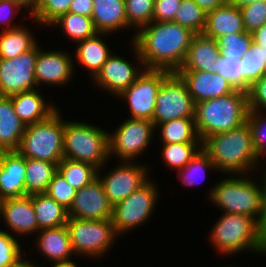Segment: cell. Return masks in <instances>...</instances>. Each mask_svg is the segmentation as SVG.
<instances>
[{
	"label": "cell",
	"mask_w": 266,
	"mask_h": 267,
	"mask_svg": "<svg viewBox=\"0 0 266 267\" xmlns=\"http://www.w3.org/2000/svg\"><path fill=\"white\" fill-rule=\"evenodd\" d=\"M195 35L173 21H152L139 28L132 44L144 69L177 72Z\"/></svg>",
	"instance_id": "cell-1"
},
{
	"label": "cell",
	"mask_w": 266,
	"mask_h": 267,
	"mask_svg": "<svg viewBox=\"0 0 266 267\" xmlns=\"http://www.w3.org/2000/svg\"><path fill=\"white\" fill-rule=\"evenodd\" d=\"M202 149L215 164L216 170L226 173L244 174L260 163L247 122L230 131L205 138Z\"/></svg>",
	"instance_id": "cell-2"
},
{
	"label": "cell",
	"mask_w": 266,
	"mask_h": 267,
	"mask_svg": "<svg viewBox=\"0 0 266 267\" xmlns=\"http://www.w3.org/2000/svg\"><path fill=\"white\" fill-rule=\"evenodd\" d=\"M249 112L248 93L236 89L233 93L200 101L195 104L194 121L201 141L205 138L227 132L247 122Z\"/></svg>",
	"instance_id": "cell-3"
},
{
	"label": "cell",
	"mask_w": 266,
	"mask_h": 267,
	"mask_svg": "<svg viewBox=\"0 0 266 267\" xmlns=\"http://www.w3.org/2000/svg\"><path fill=\"white\" fill-rule=\"evenodd\" d=\"M242 175L224 178L210 190L209 197L224 213L251 216L261 223L265 212V182L257 186Z\"/></svg>",
	"instance_id": "cell-4"
},
{
	"label": "cell",
	"mask_w": 266,
	"mask_h": 267,
	"mask_svg": "<svg viewBox=\"0 0 266 267\" xmlns=\"http://www.w3.org/2000/svg\"><path fill=\"white\" fill-rule=\"evenodd\" d=\"M64 158L93 164L98 169L110 157L109 133L82 122H65L63 133Z\"/></svg>",
	"instance_id": "cell-5"
},
{
	"label": "cell",
	"mask_w": 266,
	"mask_h": 267,
	"mask_svg": "<svg viewBox=\"0 0 266 267\" xmlns=\"http://www.w3.org/2000/svg\"><path fill=\"white\" fill-rule=\"evenodd\" d=\"M56 110L46 120L27 125L16 150L24 158L46 160L59 164L64 158L63 133L65 121Z\"/></svg>",
	"instance_id": "cell-6"
},
{
	"label": "cell",
	"mask_w": 266,
	"mask_h": 267,
	"mask_svg": "<svg viewBox=\"0 0 266 267\" xmlns=\"http://www.w3.org/2000/svg\"><path fill=\"white\" fill-rule=\"evenodd\" d=\"M211 242L226 255L245 249L265 253L260 236V223L251 216L224 213L215 224Z\"/></svg>",
	"instance_id": "cell-7"
},
{
	"label": "cell",
	"mask_w": 266,
	"mask_h": 267,
	"mask_svg": "<svg viewBox=\"0 0 266 267\" xmlns=\"http://www.w3.org/2000/svg\"><path fill=\"white\" fill-rule=\"evenodd\" d=\"M66 226L73 252L79 256L100 257L106 254L115 236L117 237L112 219L91 220L69 217Z\"/></svg>",
	"instance_id": "cell-8"
},
{
	"label": "cell",
	"mask_w": 266,
	"mask_h": 267,
	"mask_svg": "<svg viewBox=\"0 0 266 267\" xmlns=\"http://www.w3.org/2000/svg\"><path fill=\"white\" fill-rule=\"evenodd\" d=\"M194 112L195 102L186 83L176 72H172L157 92L153 124L156 127L170 120L194 118Z\"/></svg>",
	"instance_id": "cell-9"
},
{
	"label": "cell",
	"mask_w": 266,
	"mask_h": 267,
	"mask_svg": "<svg viewBox=\"0 0 266 267\" xmlns=\"http://www.w3.org/2000/svg\"><path fill=\"white\" fill-rule=\"evenodd\" d=\"M157 190L156 185L148 180L125 200L113 206L112 223L118 235L148 220L157 201Z\"/></svg>",
	"instance_id": "cell-10"
},
{
	"label": "cell",
	"mask_w": 266,
	"mask_h": 267,
	"mask_svg": "<svg viewBox=\"0 0 266 267\" xmlns=\"http://www.w3.org/2000/svg\"><path fill=\"white\" fill-rule=\"evenodd\" d=\"M142 74L118 97L128 101L130 118L153 119L156 95L162 82L172 73L168 70L141 69Z\"/></svg>",
	"instance_id": "cell-11"
},
{
	"label": "cell",
	"mask_w": 266,
	"mask_h": 267,
	"mask_svg": "<svg viewBox=\"0 0 266 267\" xmlns=\"http://www.w3.org/2000/svg\"><path fill=\"white\" fill-rule=\"evenodd\" d=\"M154 128L155 125L148 119L125 120L115 133L109 134V155L115 154L122 161L133 160L150 144Z\"/></svg>",
	"instance_id": "cell-12"
},
{
	"label": "cell",
	"mask_w": 266,
	"mask_h": 267,
	"mask_svg": "<svg viewBox=\"0 0 266 267\" xmlns=\"http://www.w3.org/2000/svg\"><path fill=\"white\" fill-rule=\"evenodd\" d=\"M38 45L12 59H0V96L35 90Z\"/></svg>",
	"instance_id": "cell-13"
},
{
	"label": "cell",
	"mask_w": 266,
	"mask_h": 267,
	"mask_svg": "<svg viewBox=\"0 0 266 267\" xmlns=\"http://www.w3.org/2000/svg\"><path fill=\"white\" fill-rule=\"evenodd\" d=\"M135 164L130 161H123L120 167L117 166L107 176L102 178L97 174L112 206L125 200L149 180L148 175H146L148 168L145 169V166Z\"/></svg>",
	"instance_id": "cell-14"
},
{
	"label": "cell",
	"mask_w": 266,
	"mask_h": 267,
	"mask_svg": "<svg viewBox=\"0 0 266 267\" xmlns=\"http://www.w3.org/2000/svg\"><path fill=\"white\" fill-rule=\"evenodd\" d=\"M113 206L109 203L102 182L97 177L76 191L68 216L78 219H112Z\"/></svg>",
	"instance_id": "cell-15"
},
{
	"label": "cell",
	"mask_w": 266,
	"mask_h": 267,
	"mask_svg": "<svg viewBox=\"0 0 266 267\" xmlns=\"http://www.w3.org/2000/svg\"><path fill=\"white\" fill-rule=\"evenodd\" d=\"M195 104L233 93L237 88L217 72L178 70Z\"/></svg>",
	"instance_id": "cell-16"
},
{
	"label": "cell",
	"mask_w": 266,
	"mask_h": 267,
	"mask_svg": "<svg viewBox=\"0 0 266 267\" xmlns=\"http://www.w3.org/2000/svg\"><path fill=\"white\" fill-rule=\"evenodd\" d=\"M142 74L137 66L130 64L127 60L111 54L103 64L101 70L93 78L100 87L119 96Z\"/></svg>",
	"instance_id": "cell-17"
},
{
	"label": "cell",
	"mask_w": 266,
	"mask_h": 267,
	"mask_svg": "<svg viewBox=\"0 0 266 267\" xmlns=\"http://www.w3.org/2000/svg\"><path fill=\"white\" fill-rule=\"evenodd\" d=\"M25 158L17 151L0 152V200L26 196Z\"/></svg>",
	"instance_id": "cell-18"
},
{
	"label": "cell",
	"mask_w": 266,
	"mask_h": 267,
	"mask_svg": "<svg viewBox=\"0 0 266 267\" xmlns=\"http://www.w3.org/2000/svg\"><path fill=\"white\" fill-rule=\"evenodd\" d=\"M70 55L61 51H42L38 47L35 65V79L39 86L42 82L52 85L65 84L73 75L74 64Z\"/></svg>",
	"instance_id": "cell-19"
},
{
	"label": "cell",
	"mask_w": 266,
	"mask_h": 267,
	"mask_svg": "<svg viewBox=\"0 0 266 267\" xmlns=\"http://www.w3.org/2000/svg\"><path fill=\"white\" fill-rule=\"evenodd\" d=\"M0 215L16 234L38 232V223L33 208L32 195L8 198L0 201Z\"/></svg>",
	"instance_id": "cell-20"
},
{
	"label": "cell",
	"mask_w": 266,
	"mask_h": 267,
	"mask_svg": "<svg viewBox=\"0 0 266 267\" xmlns=\"http://www.w3.org/2000/svg\"><path fill=\"white\" fill-rule=\"evenodd\" d=\"M221 51L217 40L196 34L188 48L186 58L179 70L215 72Z\"/></svg>",
	"instance_id": "cell-21"
},
{
	"label": "cell",
	"mask_w": 266,
	"mask_h": 267,
	"mask_svg": "<svg viewBox=\"0 0 266 267\" xmlns=\"http://www.w3.org/2000/svg\"><path fill=\"white\" fill-rule=\"evenodd\" d=\"M243 32L246 30L240 8L227 1L223 6L207 13L206 25L202 34L217 40L226 34Z\"/></svg>",
	"instance_id": "cell-22"
},
{
	"label": "cell",
	"mask_w": 266,
	"mask_h": 267,
	"mask_svg": "<svg viewBox=\"0 0 266 267\" xmlns=\"http://www.w3.org/2000/svg\"><path fill=\"white\" fill-rule=\"evenodd\" d=\"M99 33H113L117 29L129 28L125 0H93L91 15Z\"/></svg>",
	"instance_id": "cell-23"
},
{
	"label": "cell",
	"mask_w": 266,
	"mask_h": 267,
	"mask_svg": "<svg viewBox=\"0 0 266 267\" xmlns=\"http://www.w3.org/2000/svg\"><path fill=\"white\" fill-rule=\"evenodd\" d=\"M10 97L15 113L25 126L44 121L56 111L55 106L45 103L37 89Z\"/></svg>",
	"instance_id": "cell-24"
},
{
	"label": "cell",
	"mask_w": 266,
	"mask_h": 267,
	"mask_svg": "<svg viewBox=\"0 0 266 267\" xmlns=\"http://www.w3.org/2000/svg\"><path fill=\"white\" fill-rule=\"evenodd\" d=\"M25 128L14 111L11 97L0 96V152L16 151Z\"/></svg>",
	"instance_id": "cell-25"
},
{
	"label": "cell",
	"mask_w": 266,
	"mask_h": 267,
	"mask_svg": "<svg viewBox=\"0 0 266 267\" xmlns=\"http://www.w3.org/2000/svg\"><path fill=\"white\" fill-rule=\"evenodd\" d=\"M39 233L38 250L51 262L69 260V257L74 254L66 225L40 229Z\"/></svg>",
	"instance_id": "cell-26"
},
{
	"label": "cell",
	"mask_w": 266,
	"mask_h": 267,
	"mask_svg": "<svg viewBox=\"0 0 266 267\" xmlns=\"http://www.w3.org/2000/svg\"><path fill=\"white\" fill-rule=\"evenodd\" d=\"M33 208L38 223V230L56 228L68 222V209L57 203L46 193L32 195Z\"/></svg>",
	"instance_id": "cell-27"
},
{
	"label": "cell",
	"mask_w": 266,
	"mask_h": 267,
	"mask_svg": "<svg viewBox=\"0 0 266 267\" xmlns=\"http://www.w3.org/2000/svg\"><path fill=\"white\" fill-rule=\"evenodd\" d=\"M103 34L110 33H97L95 36L84 39L78 42L79 45L76 50V57L80 64L88 68L89 72L93 77L101 70L103 64L107 61L108 57L111 55L105 42L100 39Z\"/></svg>",
	"instance_id": "cell-28"
},
{
	"label": "cell",
	"mask_w": 266,
	"mask_h": 267,
	"mask_svg": "<svg viewBox=\"0 0 266 267\" xmlns=\"http://www.w3.org/2000/svg\"><path fill=\"white\" fill-rule=\"evenodd\" d=\"M25 163L26 196L46 193L49 183L58 171V164L34 158H25Z\"/></svg>",
	"instance_id": "cell-29"
},
{
	"label": "cell",
	"mask_w": 266,
	"mask_h": 267,
	"mask_svg": "<svg viewBox=\"0 0 266 267\" xmlns=\"http://www.w3.org/2000/svg\"><path fill=\"white\" fill-rule=\"evenodd\" d=\"M9 27L0 33V59H12L37 44L32 34L23 26H10L9 23Z\"/></svg>",
	"instance_id": "cell-30"
},
{
	"label": "cell",
	"mask_w": 266,
	"mask_h": 267,
	"mask_svg": "<svg viewBox=\"0 0 266 267\" xmlns=\"http://www.w3.org/2000/svg\"><path fill=\"white\" fill-rule=\"evenodd\" d=\"M156 127L161 129V142L163 144L169 143H200L196 128L194 118H180L175 120H170Z\"/></svg>",
	"instance_id": "cell-31"
},
{
	"label": "cell",
	"mask_w": 266,
	"mask_h": 267,
	"mask_svg": "<svg viewBox=\"0 0 266 267\" xmlns=\"http://www.w3.org/2000/svg\"><path fill=\"white\" fill-rule=\"evenodd\" d=\"M98 170L100 171L93 164L67 158H63L58 164V171L76 191L96 179Z\"/></svg>",
	"instance_id": "cell-32"
},
{
	"label": "cell",
	"mask_w": 266,
	"mask_h": 267,
	"mask_svg": "<svg viewBox=\"0 0 266 267\" xmlns=\"http://www.w3.org/2000/svg\"><path fill=\"white\" fill-rule=\"evenodd\" d=\"M266 49L252 42L249 51L241 58L242 90H248L265 74Z\"/></svg>",
	"instance_id": "cell-33"
},
{
	"label": "cell",
	"mask_w": 266,
	"mask_h": 267,
	"mask_svg": "<svg viewBox=\"0 0 266 267\" xmlns=\"http://www.w3.org/2000/svg\"><path fill=\"white\" fill-rule=\"evenodd\" d=\"M51 25L62 27L69 38L76 42L93 37L98 33L91 17L71 12L60 16Z\"/></svg>",
	"instance_id": "cell-34"
},
{
	"label": "cell",
	"mask_w": 266,
	"mask_h": 267,
	"mask_svg": "<svg viewBox=\"0 0 266 267\" xmlns=\"http://www.w3.org/2000/svg\"><path fill=\"white\" fill-rule=\"evenodd\" d=\"M206 17L207 13L194 0H181L173 22L192 30L195 34H202Z\"/></svg>",
	"instance_id": "cell-35"
},
{
	"label": "cell",
	"mask_w": 266,
	"mask_h": 267,
	"mask_svg": "<svg viewBox=\"0 0 266 267\" xmlns=\"http://www.w3.org/2000/svg\"><path fill=\"white\" fill-rule=\"evenodd\" d=\"M162 148V156L167 166L175 170H180L186 166L189 161L198 153V151L202 148V144L169 143L163 144Z\"/></svg>",
	"instance_id": "cell-36"
},
{
	"label": "cell",
	"mask_w": 266,
	"mask_h": 267,
	"mask_svg": "<svg viewBox=\"0 0 266 267\" xmlns=\"http://www.w3.org/2000/svg\"><path fill=\"white\" fill-rule=\"evenodd\" d=\"M252 42V35L249 32L226 34L217 39L221 54L230 58L245 56Z\"/></svg>",
	"instance_id": "cell-37"
},
{
	"label": "cell",
	"mask_w": 266,
	"mask_h": 267,
	"mask_svg": "<svg viewBox=\"0 0 266 267\" xmlns=\"http://www.w3.org/2000/svg\"><path fill=\"white\" fill-rule=\"evenodd\" d=\"M73 0H39L34 16L35 22L51 25L60 16L67 14Z\"/></svg>",
	"instance_id": "cell-38"
},
{
	"label": "cell",
	"mask_w": 266,
	"mask_h": 267,
	"mask_svg": "<svg viewBox=\"0 0 266 267\" xmlns=\"http://www.w3.org/2000/svg\"><path fill=\"white\" fill-rule=\"evenodd\" d=\"M155 0H125L127 22L140 27L150 24L153 18Z\"/></svg>",
	"instance_id": "cell-39"
},
{
	"label": "cell",
	"mask_w": 266,
	"mask_h": 267,
	"mask_svg": "<svg viewBox=\"0 0 266 267\" xmlns=\"http://www.w3.org/2000/svg\"><path fill=\"white\" fill-rule=\"evenodd\" d=\"M205 169H216L215 164L211 161L208 154L201 148L198 153L184 166L178 174L181 175L183 183L192 186L198 183V175L204 176ZM201 178V176H199Z\"/></svg>",
	"instance_id": "cell-40"
},
{
	"label": "cell",
	"mask_w": 266,
	"mask_h": 267,
	"mask_svg": "<svg viewBox=\"0 0 266 267\" xmlns=\"http://www.w3.org/2000/svg\"><path fill=\"white\" fill-rule=\"evenodd\" d=\"M46 194L53 198L57 203L69 209L73 203L76 190L69 185L62 174L57 171L49 183Z\"/></svg>",
	"instance_id": "cell-41"
},
{
	"label": "cell",
	"mask_w": 266,
	"mask_h": 267,
	"mask_svg": "<svg viewBox=\"0 0 266 267\" xmlns=\"http://www.w3.org/2000/svg\"><path fill=\"white\" fill-rule=\"evenodd\" d=\"M21 259L22 252L16 238L0 230V267H12Z\"/></svg>",
	"instance_id": "cell-42"
},
{
	"label": "cell",
	"mask_w": 266,
	"mask_h": 267,
	"mask_svg": "<svg viewBox=\"0 0 266 267\" xmlns=\"http://www.w3.org/2000/svg\"><path fill=\"white\" fill-rule=\"evenodd\" d=\"M264 119H263V117ZM265 120V121H264ZM247 123L252 131L253 146L260 157L266 154V119L259 111L249 110ZM264 155V156H263Z\"/></svg>",
	"instance_id": "cell-43"
},
{
	"label": "cell",
	"mask_w": 266,
	"mask_h": 267,
	"mask_svg": "<svg viewBox=\"0 0 266 267\" xmlns=\"http://www.w3.org/2000/svg\"><path fill=\"white\" fill-rule=\"evenodd\" d=\"M244 28L252 33L266 23V1H258L240 7Z\"/></svg>",
	"instance_id": "cell-44"
},
{
	"label": "cell",
	"mask_w": 266,
	"mask_h": 267,
	"mask_svg": "<svg viewBox=\"0 0 266 267\" xmlns=\"http://www.w3.org/2000/svg\"><path fill=\"white\" fill-rule=\"evenodd\" d=\"M215 72L221 74L230 81L237 89H242V66L241 57H221L217 62Z\"/></svg>",
	"instance_id": "cell-45"
},
{
	"label": "cell",
	"mask_w": 266,
	"mask_h": 267,
	"mask_svg": "<svg viewBox=\"0 0 266 267\" xmlns=\"http://www.w3.org/2000/svg\"><path fill=\"white\" fill-rule=\"evenodd\" d=\"M247 93L249 110L262 111L261 109H266V74L257 80L247 90Z\"/></svg>",
	"instance_id": "cell-46"
},
{
	"label": "cell",
	"mask_w": 266,
	"mask_h": 267,
	"mask_svg": "<svg viewBox=\"0 0 266 267\" xmlns=\"http://www.w3.org/2000/svg\"><path fill=\"white\" fill-rule=\"evenodd\" d=\"M180 4L181 0H155L152 21H174L176 11Z\"/></svg>",
	"instance_id": "cell-47"
},
{
	"label": "cell",
	"mask_w": 266,
	"mask_h": 267,
	"mask_svg": "<svg viewBox=\"0 0 266 267\" xmlns=\"http://www.w3.org/2000/svg\"><path fill=\"white\" fill-rule=\"evenodd\" d=\"M20 9H22V7L16 2H13L12 0H0V23L3 24L9 22L11 19H13L12 18L13 13L16 11L17 12L20 11ZM6 15L9 17H5Z\"/></svg>",
	"instance_id": "cell-48"
},
{
	"label": "cell",
	"mask_w": 266,
	"mask_h": 267,
	"mask_svg": "<svg viewBox=\"0 0 266 267\" xmlns=\"http://www.w3.org/2000/svg\"><path fill=\"white\" fill-rule=\"evenodd\" d=\"M69 12L91 17L93 12V0H73Z\"/></svg>",
	"instance_id": "cell-49"
},
{
	"label": "cell",
	"mask_w": 266,
	"mask_h": 267,
	"mask_svg": "<svg viewBox=\"0 0 266 267\" xmlns=\"http://www.w3.org/2000/svg\"><path fill=\"white\" fill-rule=\"evenodd\" d=\"M198 6L206 13L214 11L216 8L223 6L228 0H194Z\"/></svg>",
	"instance_id": "cell-50"
},
{
	"label": "cell",
	"mask_w": 266,
	"mask_h": 267,
	"mask_svg": "<svg viewBox=\"0 0 266 267\" xmlns=\"http://www.w3.org/2000/svg\"><path fill=\"white\" fill-rule=\"evenodd\" d=\"M253 42L266 49V23L251 33Z\"/></svg>",
	"instance_id": "cell-51"
},
{
	"label": "cell",
	"mask_w": 266,
	"mask_h": 267,
	"mask_svg": "<svg viewBox=\"0 0 266 267\" xmlns=\"http://www.w3.org/2000/svg\"><path fill=\"white\" fill-rule=\"evenodd\" d=\"M266 169V168H265ZM264 171V182H265V212L263 219L260 223V236H261V243L264 251L266 252V170Z\"/></svg>",
	"instance_id": "cell-52"
},
{
	"label": "cell",
	"mask_w": 266,
	"mask_h": 267,
	"mask_svg": "<svg viewBox=\"0 0 266 267\" xmlns=\"http://www.w3.org/2000/svg\"><path fill=\"white\" fill-rule=\"evenodd\" d=\"M19 4L22 8L31 9L29 14H33L38 6L39 0H12Z\"/></svg>",
	"instance_id": "cell-53"
},
{
	"label": "cell",
	"mask_w": 266,
	"mask_h": 267,
	"mask_svg": "<svg viewBox=\"0 0 266 267\" xmlns=\"http://www.w3.org/2000/svg\"><path fill=\"white\" fill-rule=\"evenodd\" d=\"M258 1H266V0H228L230 4L235 5L239 8L246 4H250V3H254Z\"/></svg>",
	"instance_id": "cell-54"
},
{
	"label": "cell",
	"mask_w": 266,
	"mask_h": 267,
	"mask_svg": "<svg viewBox=\"0 0 266 267\" xmlns=\"http://www.w3.org/2000/svg\"><path fill=\"white\" fill-rule=\"evenodd\" d=\"M52 263H55L52 267H77L75 263L71 261V259L64 261H55Z\"/></svg>",
	"instance_id": "cell-55"
},
{
	"label": "cell",
	"mask_w": 266,
	"mask_h": 267,
	"mask_svg": "<svg viewBox=\"0 0 266 267\" xmlns=\"http://www.w3.org/2000/svg\"><path fill=\"white\" fill-rule=\"evenodd\" d=\"M12 267H34V265H32V264H30V262L29 261H27V260H23V258L20 260V261H18L14 266H12ZM37 267V266H36Z\"/></svg>",
	"instance_id": "cell-56"
},
{
	"label": "cell",
	"mask_w": 266,
	"mask_h": 267,
	"mask_svg": "<svg viewBox=\"0 0 266 267\" xmlns=\"http://www.w3.org/2000/svg\"><path fill=\"white\" fill-rule=\"evenodd\" d=\"M264 61H265V74H266V58H265V60H264Z\"/></svg>",
	"instance_id": "cell-57"
}]
</instances>
